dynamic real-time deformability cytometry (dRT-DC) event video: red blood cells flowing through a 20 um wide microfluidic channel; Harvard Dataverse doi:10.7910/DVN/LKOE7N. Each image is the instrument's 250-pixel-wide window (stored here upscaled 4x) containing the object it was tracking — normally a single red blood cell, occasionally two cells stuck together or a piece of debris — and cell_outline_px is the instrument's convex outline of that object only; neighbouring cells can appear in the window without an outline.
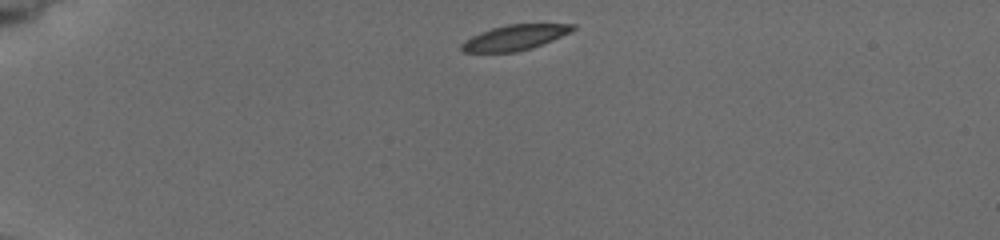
{"species": "common noctule bat (a hibernating species)", "species_latin": "Nyctalus noctula", "temperature_condition": "cold", "stored_images_in_passage": 4, "camera_frame_rate_fps": 3000, "um_per_image_px": 0.085, "animal": {"sex": "female", "body_mass_g": 19.5, "forearm_length_mm": 54.1}, "frame": {"image": 1, "passage_image": 1, "time_ms": 0.0, "image_size_px": [1000, 240], "cell_outline_px": [[576, 28], [552, 40], [532, 48], [516, 52], [464, 52], [460, 48], [460, 44], [464, 40], [480, 32], [492, 28], [508, 24], [576, 24]], "centroid_in_image_um": [43.72, 3.19], "position_along_channel_um": 41.3, "area_um2": 16.24}}
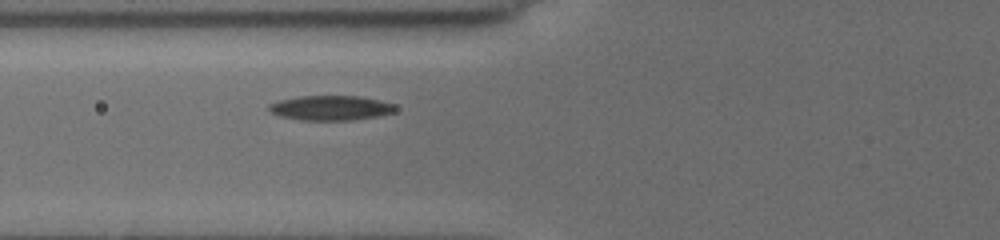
{"frame": {"image": 2, "passage_image": 4, "time_ms": 3.0, "image_size_px": [1000, 240], "cell_outline_px": [[396, 108], [392, 112], [376, 116], [352, 120], [300, 120], [280, 116], [272, 112], [268, 108], [268, 104], [276, 100], [300, 96], [360, 96], [380, 100], [396, 104]], "centroid_in_image_um": [28.08, 9.16], "position_along_channel_um": 97.7, "area_um2": 18.26}}